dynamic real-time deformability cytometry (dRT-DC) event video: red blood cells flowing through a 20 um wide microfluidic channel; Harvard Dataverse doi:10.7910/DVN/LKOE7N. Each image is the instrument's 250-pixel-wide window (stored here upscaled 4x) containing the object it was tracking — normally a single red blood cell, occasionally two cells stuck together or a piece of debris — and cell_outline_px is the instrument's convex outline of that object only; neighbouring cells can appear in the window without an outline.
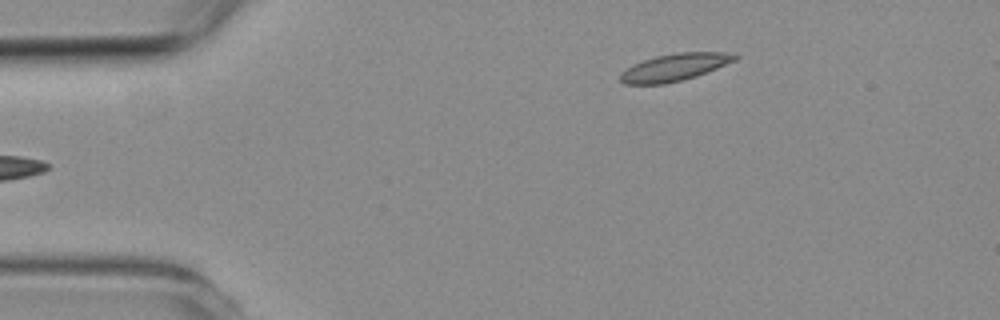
{"species": "common noctule bat (a hibernating species)", "species_latin": "Nyctalus noctula", "temperature_condition": "room temperature", "stored_images_in_passage": 3, "camera_frame_rate_fps": 3000, "um_per_image_px": 0.085, "animal": {"sex": "female", "body_mass_g": 19.3, "forearm_length_mm": 54.1}, "frame": {"image": 1, "passage_image": 3, "time_ms": 2.333, "image_size_px": [1000, 320], "cell_outline_px": [[740, 56], [736, 60], [696, 76], [664, 84], [624, 84], [620, 80], [620, 72], [632, 64], [656, 56], [676, 52], [724, 52]], "centroid_in_image_um": [57.3, 5.71], "position_along_channel_um": 27.7, "area_um2": 18.09}}